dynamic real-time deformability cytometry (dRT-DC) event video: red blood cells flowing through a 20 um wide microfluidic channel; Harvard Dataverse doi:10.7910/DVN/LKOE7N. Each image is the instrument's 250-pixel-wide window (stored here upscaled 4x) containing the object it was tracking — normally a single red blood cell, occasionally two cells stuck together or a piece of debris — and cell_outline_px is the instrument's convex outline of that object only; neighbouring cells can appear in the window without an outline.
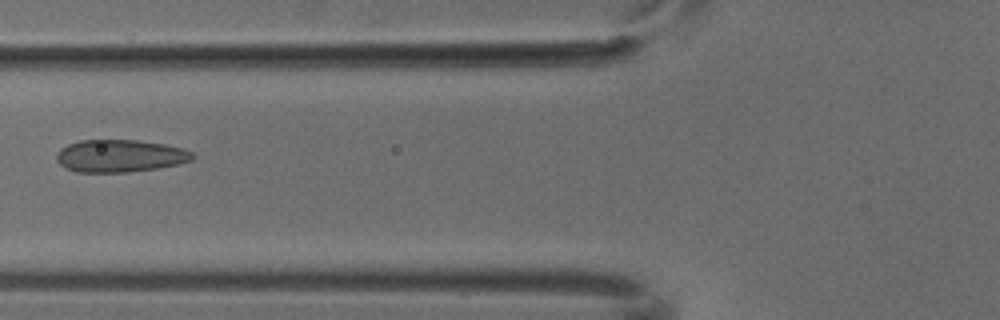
{"species": "common noctule bat (a hibernating species)", "species_latin": "Nyctalus noctula", "temperature_condition": "cold", "stored_images_in_passage": 3, "camera_frame_rate_fps": 3000, "um_per_image_px": 0.085, "animal": {"sex": "male", "body_mass_g": 18.8}, "frame": {"image": 1, "passage_image": 3, "time_ms": 0.667, "image_size_px": [1000, 320], "cell_outline_px": [[196, 156], [192, 160], [180, 164], [156, 168], [128, 172], [76, 172], [64, 168], [56, 160], [56, 156], [60, 148], [68, 144], [80, 140], [136, 140], [164, 144], [184, 148], [192, 152]], "centroid_in_image_um": [10.2, 13.25], "position_along_channel_um": 115.6, "area_um2": 25.89}}